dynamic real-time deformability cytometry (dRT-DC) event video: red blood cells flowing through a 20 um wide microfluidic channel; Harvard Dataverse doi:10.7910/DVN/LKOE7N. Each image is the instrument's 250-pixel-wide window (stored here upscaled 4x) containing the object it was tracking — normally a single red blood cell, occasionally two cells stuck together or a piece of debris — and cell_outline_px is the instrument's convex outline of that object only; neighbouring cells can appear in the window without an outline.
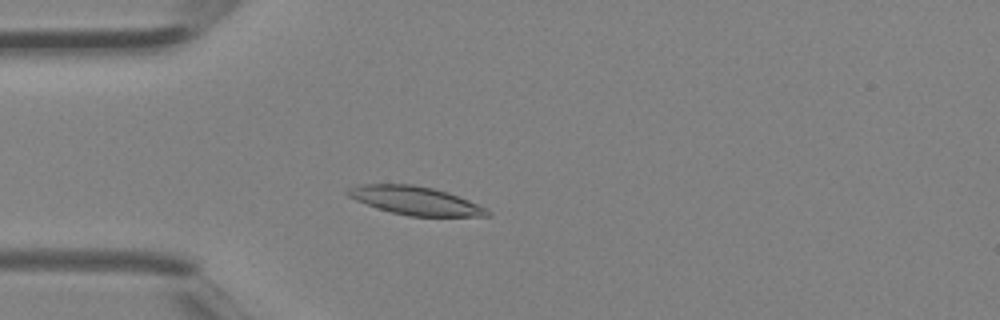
{"species": "Egyptian fruit bat (a non-hibernating species)", "species_latin": "Rousettus aegyptiacus", "temperature_condition": "room temperature", "stored_images_in_passage": 5, "camera_frame_rate_fps": 3000, "um_per_image_px": 0.085, "animal": {"sex": "female"}, "frame": {"image": 1, "passage_image": 5, "time_ms": 1.333, "image_size_px": [1000, 320], "cell_outline_px": [[492, 216], [408, 216], [376, 208], [356, 200], [348, 196], [344, 192], [348, 188], [360, 184], [412, 184], [432, 188], [448, 192], [468, 200], [492, 212]], "centroid_in_image_um": [35.27, 17.05], "position_along_channel_um": 49.7, "area_um2": 23.0}}